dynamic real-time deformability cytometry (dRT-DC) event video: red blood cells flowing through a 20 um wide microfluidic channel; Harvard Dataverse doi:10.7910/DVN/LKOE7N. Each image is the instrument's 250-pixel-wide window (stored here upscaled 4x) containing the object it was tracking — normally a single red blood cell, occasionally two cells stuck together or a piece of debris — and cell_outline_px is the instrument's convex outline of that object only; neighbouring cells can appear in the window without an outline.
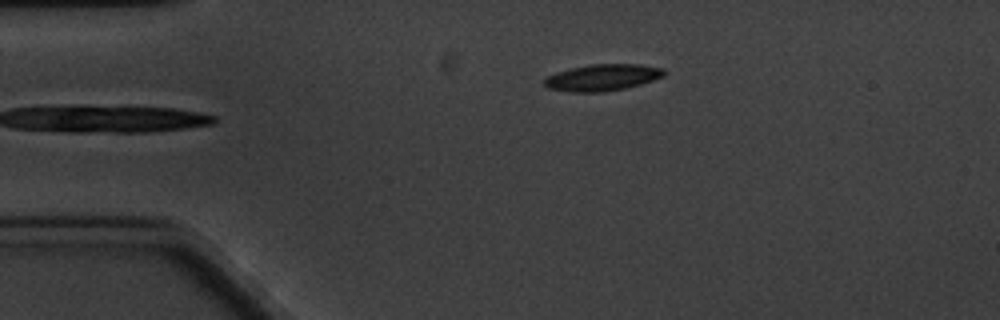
{"species": "common noctule bat (a hibernating species)", "species_latin": "Nyctalus noctula", "temperature_condition": "cold", "stored_images_in_passage": 5, "camera_frame_rate_fps": 3000, "um_per_image_px": 0.085, "animal": {"sex": "male", "body_mass_g": 20.1, "forearm_length_mm": 53.5}, "frame": {"image": 1, "passage_image": 5, "time_ms": 5.667, "image_size_px": [1000, 320], "cell_outline_px": [[668, 72], [664, 76], [640, 84], [624, 88], [604, 92], [572, 92], [548, 88], [544, 84], [544, 80], [548, 76], [556, 72], [572, 68], [592, 64], [640, 64], [664, 68]], "centroid_in_image_um": [51.24, 6.58], "position_along_channel_um": 33.8, "area_um2": 18.5}}